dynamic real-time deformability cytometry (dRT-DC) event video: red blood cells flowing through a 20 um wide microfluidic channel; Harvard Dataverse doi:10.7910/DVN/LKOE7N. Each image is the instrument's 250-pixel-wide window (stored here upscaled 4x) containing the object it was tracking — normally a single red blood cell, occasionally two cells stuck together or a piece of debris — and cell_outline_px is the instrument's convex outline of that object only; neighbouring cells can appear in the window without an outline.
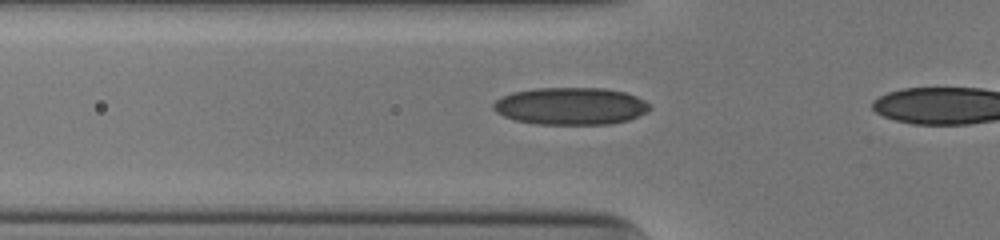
{"species": "human", "species_latin": "Homo sapiens", "temperature_condition": "cold", "stored_images_in_passage": 27, "camera_frame_rate_fps": 3000, "um_per_image_px": 0.085, "donor": {"sex": "male"}, "frame": {"image": 1, "passage_image": 12, "time_ms": 3.667, "image_size_px": [1000, 240], "cell_outline_px": [[652, 108], [648, 112], [628, 120], [612, 124], [536, 124], [516, 120], [504, 116], [496, 112], [492, 108], [492, 104], [500, 96], [512, 92], [536, 88], [604, 88], [624, 92], [636, 96], [644, 100]], "centroid_in_image_um": [48.5, 9.02], "position_along_channel_um": 77.3, "area_um2": 34.16}}
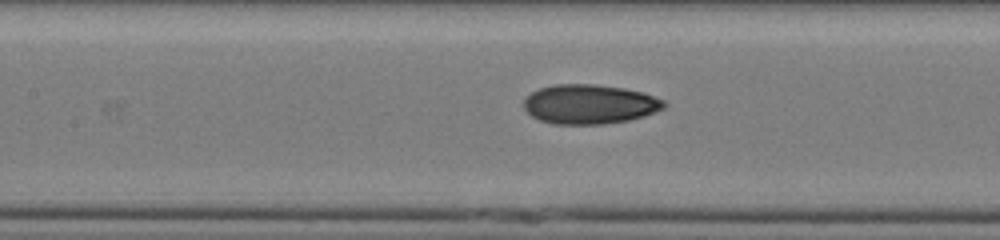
{"frame": {"image": 2, "passage_image": 18, "time_ms": 5.667, "image_size_px": [1000, 240], "cell_outline_px": [[668, 104], [664, 108], [644, 116], [628, 120], [604, 124], [552, 124], [540, 120], [532, 116], [524, 108], [524, 100], [532, 92], [540, 88], [556, 84], [592, 84], [624, 88], [644, 92], [664, 100]], "centroid_in_image_um": [50.14, 8.86], "position_along_channel_um": 157.3, "area_um2": 32.25}}
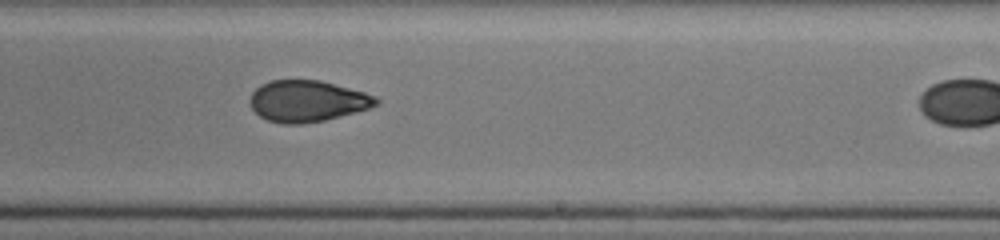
{"frame": {"image": 3, "passage_image": 26, "time_ms": 8.333, "image_size_px": [1000, 240], "cell_outline_px": [[380, 104], [356, 112], [324, 120], [300, 124], [280, 124], [268, 120], [260, 116], [252, 108], [248, 100], [252, 92], [260, 84], [272, 80], [320, 80], [364, 92], [376, 96], [380, 100]], "centroid_in_image_um": [26.11, 8.59], "position_along_channel_um": 262.9, "area_um2": 30.46}}